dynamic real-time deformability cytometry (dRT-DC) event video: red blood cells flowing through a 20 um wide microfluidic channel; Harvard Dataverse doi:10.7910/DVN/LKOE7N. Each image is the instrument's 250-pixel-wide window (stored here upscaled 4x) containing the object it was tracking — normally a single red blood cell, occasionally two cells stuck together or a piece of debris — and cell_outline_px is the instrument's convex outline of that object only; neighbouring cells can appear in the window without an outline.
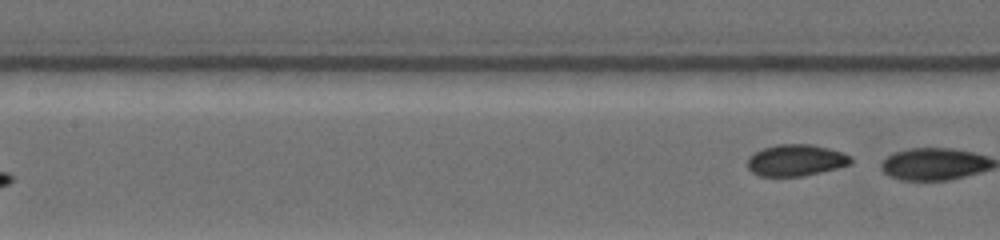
{"species": "common noctule bat (a hibernating species)", "species_latin": "Nyctalus noctula", "temperature_condition": "warm", "stored_images_in_passage": 8, "segment_of_instrument_passage": [2, 2], "camera_frame_rate_fps": 4500, "um_per_image_px": 0.085, "animal": {"sex": "female", "body_mass_g": 19.0, "forearm_length_mm": 53.3}, "frame": {"image": 1, "passage_image": 8, "time_ms": 6.444, "image_size_px": [1000, 240], "cell_outline_px": [[852, 164], [820, 172], [800, 176], [760, 176], [752, 172], [748, 168], [748, 156], [764, 148], [776, 144], [812, 144], [844, 152], [852, 156]], "centroid_in_image_um": [67.68, 13.61], "position_along_channel_um": 139.7, "area_um2": 19.02}}